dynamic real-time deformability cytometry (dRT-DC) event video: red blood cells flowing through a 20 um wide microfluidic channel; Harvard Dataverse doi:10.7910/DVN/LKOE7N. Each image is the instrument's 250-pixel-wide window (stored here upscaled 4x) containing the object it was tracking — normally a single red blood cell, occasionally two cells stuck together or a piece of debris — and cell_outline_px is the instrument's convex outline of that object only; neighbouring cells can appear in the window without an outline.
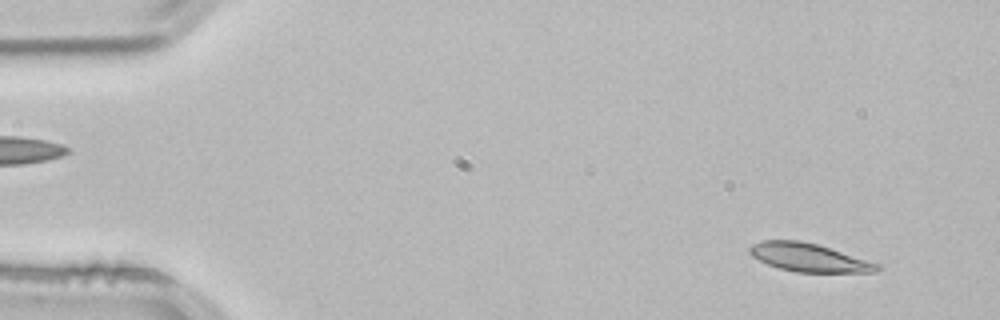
{"species": "common noctule bat (a hibernating species)", "species_latin": "Nyctalus noctula", "temperature_condition": "room temperature", "stored_images_in_passage": 53, "camera_frame_rate_fps": 3000, "um_per_image_px": 0.085, "animal": {"sex": "male", "body_mass_g": 21.5, "forearm_length_mm": 52.0}, "frame": {"image": 1, "passage_image": 4, "time_ms": 1.0, "image_size_px": [1000, 320], "cell_outline_px": [[884, 268], [876, 272], [796, 272], [780, 268], [768, 264], [752, 256], [748, 252], [748, 248], [752, 244], [764, 240], [800, 240], [816, 244], [884, 264]], "centroid_in_image_um": [68.83, 21.89], "position_along_channel_um": 16.2, "area_um2": 21.21}}
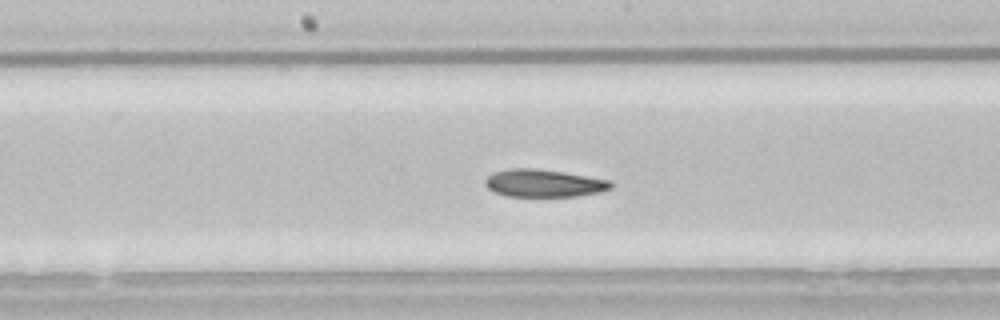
{"frame": {"image": 2, "passage_image": 27, "time_ms": 8.667, "image_size_px": [1000, 320], "cell_outline_px": [[612, 188], [600, 192], [576, 196], [508, 196], [496, 192], [488, 188], [484, 184], [484, 180], [492, 172], [512, 168], [536, 168], [564, 172], [612, 180]], "centroid_in_image_um": [46.23, 15.56], "position_along_channel_um": 202.0, "area_um2": 20.29}}
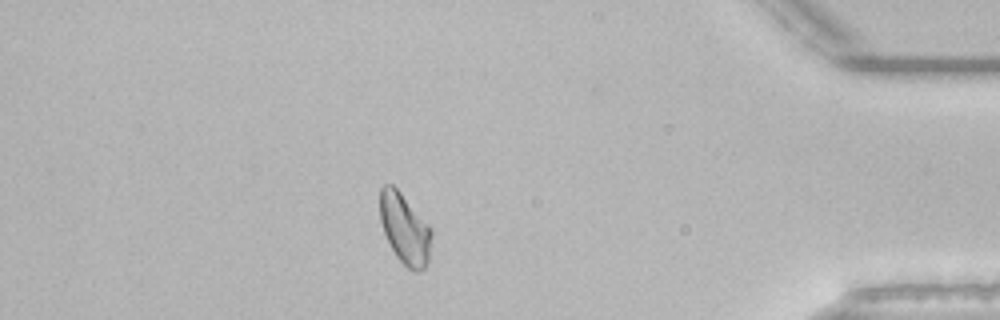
{"frame": {"image": 3, "passage_image": 46, "time_ms": 15.0, "image_size_px": [1000, 320], "cell_outline_px": [[432, 236], [428, 260], [424, 268], [420, 272], [412, 272], [396, 256], [384, 232], [380, 220], [380, 188], [384, 184], [392, 184], [400, 192], [432, 228]], "centroid_in_image_um": [34.41, 19.45], "position_along_channel_um": 400.8, "area_um2": 21.1}, "authors_computed_cell_mechanics": {"area_um2": 20.9814, "velocity_mm_per_s": 3.8091, "shape_relaxation_time_tau1_ms": 11.1071, "shape_relaxation_time_tau2_ms": 5.3272, "deformation_change_tau1": 0.1913, "deformation_change_tau2": 0.118}}